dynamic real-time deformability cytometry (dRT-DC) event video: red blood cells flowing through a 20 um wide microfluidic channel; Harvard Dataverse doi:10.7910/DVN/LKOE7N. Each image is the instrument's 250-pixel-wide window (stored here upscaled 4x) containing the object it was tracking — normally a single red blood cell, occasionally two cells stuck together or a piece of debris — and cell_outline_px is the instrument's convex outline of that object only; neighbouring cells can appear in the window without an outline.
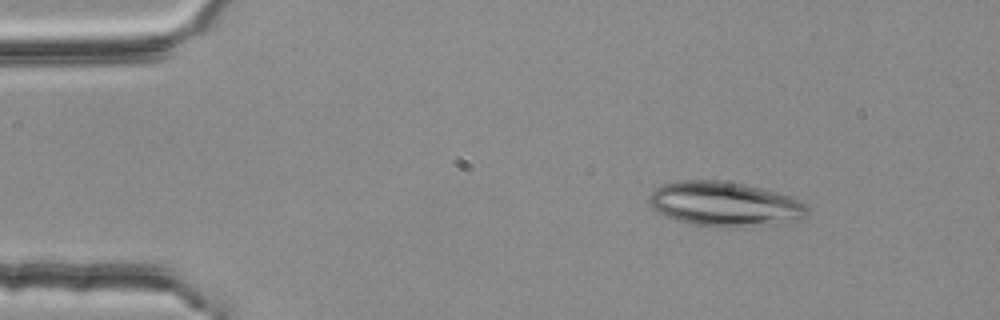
{"species": "common noctule bat (a hibernating species)", "species_latin": "Nyctalus noctula", "temperature_condition": "room temperature", "stored_images_in_passage": 2, "camera_frame_rate_fps": 3000, "um_per_image_px": 0.085, "animal": {"sex": "female", "body_mass_g": 25.1}, "frame": {"image": 1, "passage_image": 1, "time_ms": 0.0, "image_size_px": [1000, 320], "cell_outline_px": [[808, 216], [800, 220], [788, 224], [736, 228], [720, 228], [692, 224], [676, 220], [656, 212], [648, 204], [648, 196], [656, 188], [664, 184], [680, 180], [720, 180], [740, 184], [776, 192], [804, 200], [808, 208]], "centroid_in_image_um": [61.66, 17.39], "position_along_channel_um": 23.3, "area_um2": 42.08}}